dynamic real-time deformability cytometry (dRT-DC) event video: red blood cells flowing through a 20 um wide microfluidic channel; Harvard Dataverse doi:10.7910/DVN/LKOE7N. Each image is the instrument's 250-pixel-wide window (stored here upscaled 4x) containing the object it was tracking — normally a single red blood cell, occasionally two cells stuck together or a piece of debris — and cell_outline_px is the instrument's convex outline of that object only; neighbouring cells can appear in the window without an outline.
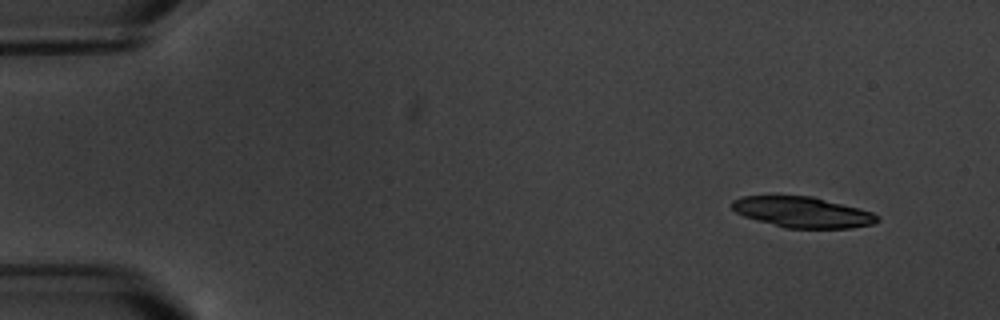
{"species": "common noctule bat (a hibernating species)", "species_latin": "Nyctalus noctula", "temperature_condition": "warm", "stored_images_in_passage": 16, "camera_frame_rate_fps": 3000, "um_per_image_px": 0.085, "animal": {"sex": "male", "body_mass_g": 20.1, "forearm_length_mm": 53.5}, "frame": {"image": 1, "passage_image": 1, "time_ms": 0.0, "image_size_px": [1000, 320], "cell_outline_px": [[880, 220], [872, 224], [848, 228], [784, 228], [756, 220], [744, 216], [736, 212], [732, 208], [732, 200], [744, 196], [812, 196], [872, 212]], "centroid_in_image_um": [68.18, 18.04], "position_along_channel_um": 16.8, "area_um2": 25.72}, "authors_computed_cell_mechanics": {"area_um2": 18.0336, "velocity_mm_per_s": 3.451, "shape_relaxation_time_tau1_ms": 1.3964, "shape_relaxation_time_tau2_ms": null, "deformation_change_tau1": 0.0974, "deformation_change_tau2": null}}